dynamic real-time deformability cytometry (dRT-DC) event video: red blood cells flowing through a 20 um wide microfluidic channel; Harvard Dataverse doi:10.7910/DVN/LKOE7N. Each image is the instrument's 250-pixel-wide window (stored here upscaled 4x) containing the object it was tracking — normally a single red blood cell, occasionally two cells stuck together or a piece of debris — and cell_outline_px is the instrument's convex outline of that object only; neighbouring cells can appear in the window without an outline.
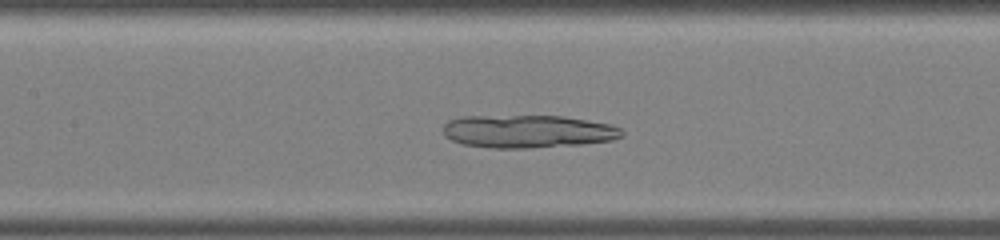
{"species": "common noctule bat (a hibernating species)", "species_latin": "Nyctalus noctula", "temperature_condition": "warm", "stored_images_in_passage": 30, "camera_frame_rate_fps": 3000, "um_per_image_px": 0.085, "animal": {"sex": "male", "body_mass_g": 19.0, "forearm_length_mm": 50.8}, "frame": {"image": 1, "passage_image": 13, "time_ms": 4.0, "image_size_px": [1000, 240], "cell_outline_px": [[624, 136], [612, 140], [580, 144], [528, 148], [492, 148], [464, 144], [452, 140], [444, 136], [444, 124], [448, 120], [460, 116], [564, 116], [612, 124], [620, 128], [624, 132]], "centroid_in_image_um": [44.87, 11.16], "position_along_channel_um": 162.5, "area_um2": 34.39}}
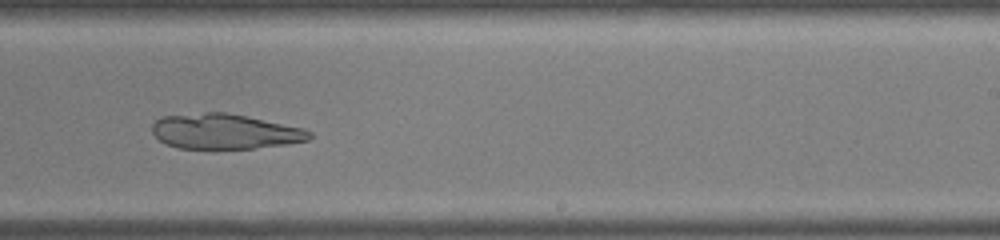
{"frame": {"image": 2, "passage_image": 19, "time_ms": 6.0, "image_size_px": [1000, 240], "cell_outline_px": [[312, 136], [308, 140], [288, 144], [256, 148], [176, 148], [160, 140], [152, 132], [152, 124], [160, 116], [208, 112], [228, 112], [248, 116], [304, 128], [312, 132]], "centroid_in_image_um": [19.12, 11.16], "position_along_channel_um": 269.9, "area_um2": 32.31}}
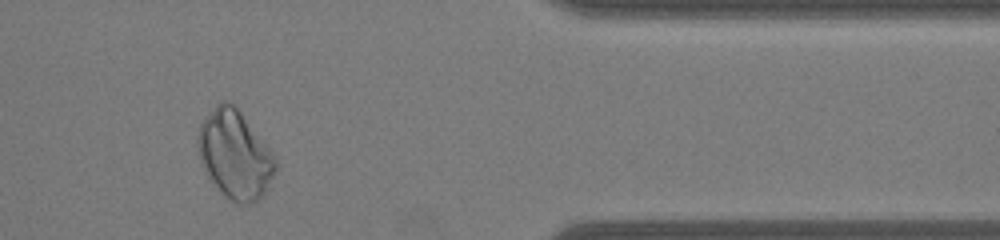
{"frame": {"image": 3, "passage_image": 27, "time_ms": 8.667, "image_size_px": [1000, 240], "cell_outline_px": [[276, 168], [264, 192], [252, 204], [236, 204], [224, 196], [216, 188], [208, 176], [204, 168], [200, 156], [196, 136], [200, 124], [216, 104], [224, 100], [228, 100], [240, 112], [276, 156]], "centroid_in_image_um": [19.95, 13.15], "position_along_channel_um": 391.5, "area_um2": 39.42}}